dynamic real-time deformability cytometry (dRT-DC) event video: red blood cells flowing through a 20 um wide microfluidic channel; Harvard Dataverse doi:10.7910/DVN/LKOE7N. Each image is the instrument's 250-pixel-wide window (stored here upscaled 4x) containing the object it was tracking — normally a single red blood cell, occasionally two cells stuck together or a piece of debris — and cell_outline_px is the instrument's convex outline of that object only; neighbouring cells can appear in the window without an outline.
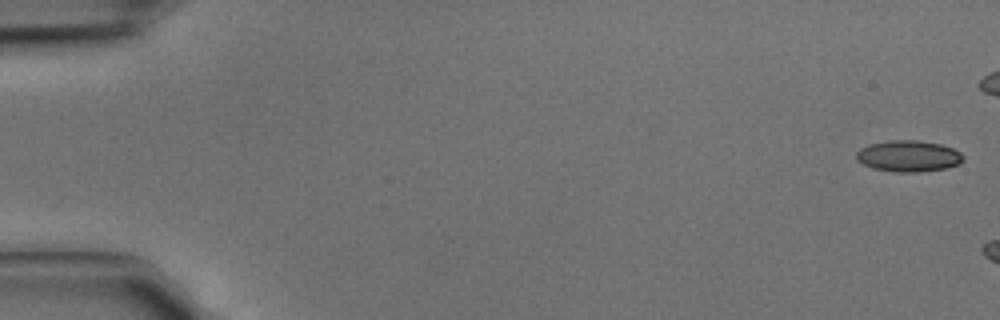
{"species": "common noctule bat (a hibernating species)", "species_latin": "Nyctalus noctula", "temperature_condition": "cold", "stored_images_in_passage": 5, "segment_of_instrument_passage": [2, 2], "camera_frame_rate_fps": 3000, "um_per_image_px": 0.085, "animal": {"sex": "male", "body_mass_g": 15.6}, "frame": {"image": 1, "passage_image": 5, "time_ms": 1.333, "image_size_px": [1000, 320], "cell_outline_px": [[964, 160], [960, 164], [944, 168], [916, 172], [896, 172], [872, 168], [856, 160], [856, 152], [860, 148], [868, 144], [888, 140], [916, 140], [940, 144], [952, 148], [960, 152], [964, 156]], "centroid_in_image_um": [77.2, 13.26], "position_along_channel_um": 7.8, "area_um2": 19.54}}